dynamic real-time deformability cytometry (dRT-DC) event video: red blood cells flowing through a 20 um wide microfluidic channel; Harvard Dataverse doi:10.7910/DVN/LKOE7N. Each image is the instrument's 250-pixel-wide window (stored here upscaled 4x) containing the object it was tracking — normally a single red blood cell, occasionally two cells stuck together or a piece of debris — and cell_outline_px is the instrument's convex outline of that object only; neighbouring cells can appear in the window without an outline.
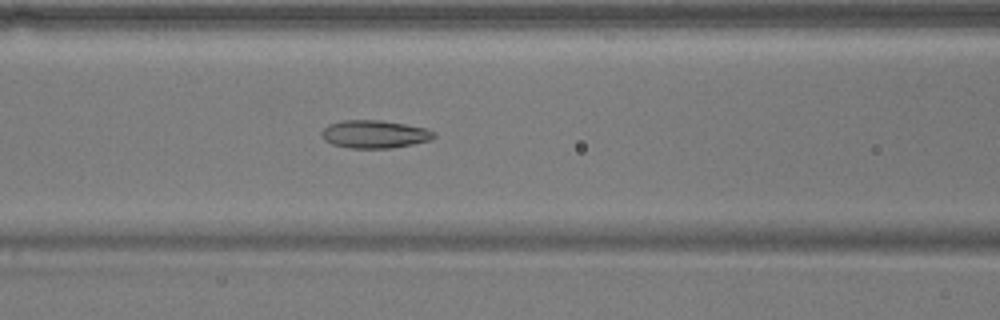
{"species": "common noctule bat (a hibernating species)", "species_latin": "Nyctalus noctula", "temperature_condition": "warm", "stored_images_in_passage": 44, "camera_frame_rate_fps": 3000, "um_per_image_px": 0.085, "animal": {"sex": "male", "body_mass_g": 17.9}, "frame": {"image": 1, "passage_image": 13, "time_ms": 4.0, "image_size_px": [1000, 320], "cell_outline_px": [[436, 136], [428, 140], [412, 144], [392, 148], [352, 148], [332, 144], [324, 140], [320, 132], [328, 124], [344, 120], [380, 120], [404, 124], [424, 128], [436, 132]], "centroid_in_image_um": [31.81, 11.4], "position_along_channel_um": 134.8, "area_um2": 18.15}}
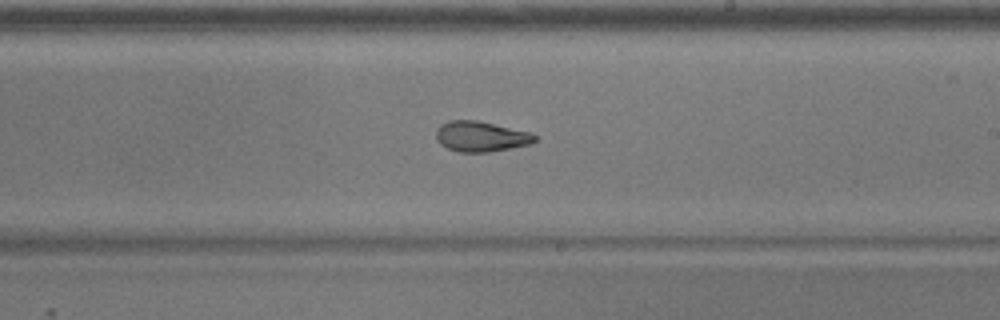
{"frame": {"image": 2, "passage_image": 22, "time_ms": 7.0, "image_size_px": [1000, 320], "cell_outline_px": [[536, 140], [532, 144], [488, 152], [460, 152], [448, 148], [440, 144], [436, 140], [436, 128], [440, 124], [448, 120], [476, 120], [532, 132], [536, 136]], "centroid_in_image_um": [40.87, 11.59], "position_along_channel_um": 248.1, "area_um2": 17.63}}
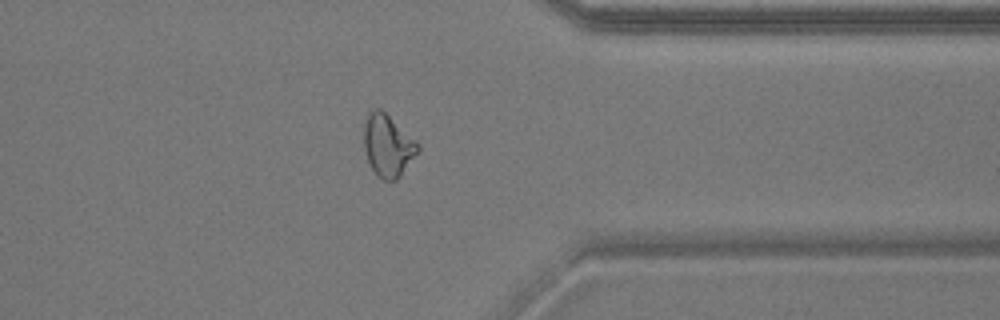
{"frame": {"image": 3, "passage_image": 33, "time_ms": 10.667, "image_size_px": [1000, 320], "cell_outline_px": [[420, 148], [400, 176], [396, 180], [384, 180], [372, 168], [368, 160], [364, 148], [364, 124], [368, 112], [372, 108], [380, 108], [416, 140], [420, 144]], "centroid_in_image_um": [32.96, 12.33], "position_along_channel_um": 378.4, "area_um2": 19.25}, "authors_computed_cell_mechanics": {"area_um2": 19.1318, "velocity_mm_per_s": 3.7787, "shape_relaxation_time_tau1_ms": null, "shape_relaxation_time_tau2_ms": 2.4807, "deformation_change_tau1": null, "deformation_change_tau2": 0.097}}